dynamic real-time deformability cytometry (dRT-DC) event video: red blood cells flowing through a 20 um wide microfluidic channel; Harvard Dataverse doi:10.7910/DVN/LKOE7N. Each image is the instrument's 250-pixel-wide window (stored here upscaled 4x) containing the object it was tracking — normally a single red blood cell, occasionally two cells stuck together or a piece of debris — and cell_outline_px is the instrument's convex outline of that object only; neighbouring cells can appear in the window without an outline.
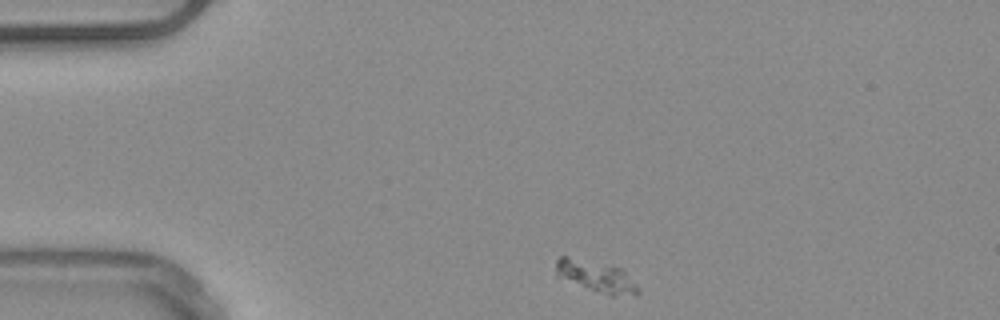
{"species": "common noctule bat (a hibernating species)", "species_latin": "Nyctalus noctula", "temperature_condition": "warm", "stored_images_in_passage": 44, "camera_frame_rate_fps": 3000, "um_per_image_px": 0.085, "animal": {"sex": "male", "body_mass_g": 20.4}, "frame": {"image": 1, "passage_image": 1, "time_ms": 0.0, "image_size_px": [1000, 320], "cell_outline_px": [[640, 292], [636, 296], [608, 296], [596, 292], [556, 276], [556, 260], [560, 256], [568, 256], [620, 268], [640, 288]], "centroid_in_image_um": [50.69, 23.54], "position_along_channel_um": 34.3, "area_um2": 15.09}}
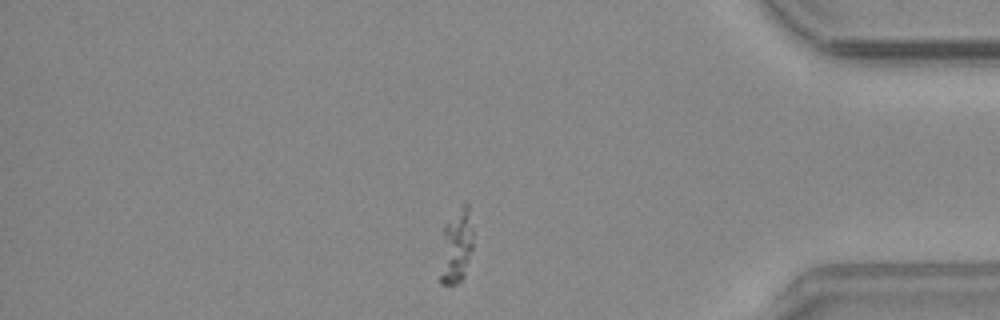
{"frame": {"image": 2, "passage_image": 36, "time_ms": 11.667, "image_size_px": [1000, 320], "cell_outline_px": [[472, 248], [464, 276], [456, 284], [440, 284], [440, 276], [444, 228], [464, 204], [468, 204], [472, 228]], "centroid_in_image_um": [38.8, 21.01], "position_along_channel_um": 396.4, "area_um2": 13.53}}
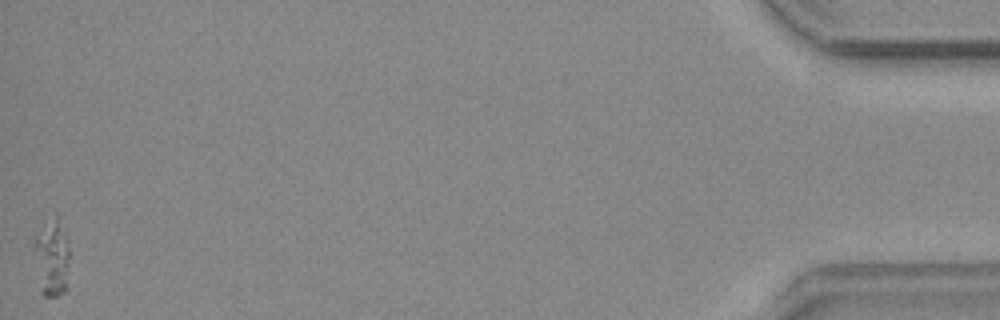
{"frame": {"image": 3, "passage_image": 44, "time_ms": 14.333, "image_size_px": [1000, 320], "cell_outline_px": [[68, 288], [64, 292], [56, 296], [44, 296], [40, 292], [32, 244], [32, 236], [56, 212], [68, 240]], "centroid_in_image_um": [4.38, 21.88], "position_along_channel_um": 430.8, "area_um2": 16.59}}